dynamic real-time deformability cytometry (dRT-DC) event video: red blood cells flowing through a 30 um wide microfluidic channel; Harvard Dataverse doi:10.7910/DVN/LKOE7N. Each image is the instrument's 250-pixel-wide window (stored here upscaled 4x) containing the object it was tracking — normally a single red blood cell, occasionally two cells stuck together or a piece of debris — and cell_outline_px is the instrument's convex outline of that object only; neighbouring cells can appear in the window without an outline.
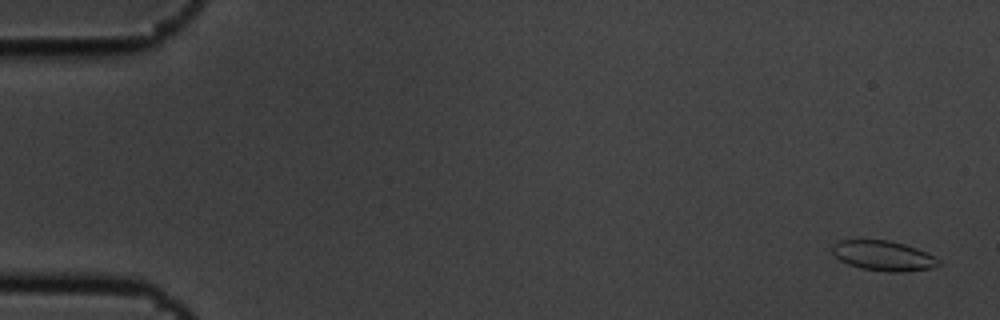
{"species": "common noctule bat (a hibernating species)", "species_latin": "Nyctalus noctula", "temperature_condition": "cold", "stored_images_in_passage": 5, "camera_frame_rate_fps": 3000, "um_per_image_px": 0.085, "animal": {"sex": "male", "body_mass_g": 19.5, "forearm_length_mm": 54.6}, "frame": {"image": 1, "passage_image": 1, "time_ms": 0.0, "image_size_px": [1000, 320], "cell_outline_px": [[940, 264], [932, 268], [900, 272], [888, 272], [860, 268], [848, 264], [840, 260], [832, 252], [832, 244], [840, 240], [888, 240], [904, 244], [916, 248], [940, 260]], "centroid_in_image_um": [75.06, 21.74], "position_along_channel_um": 9.9, "area_um2": 18.44}}
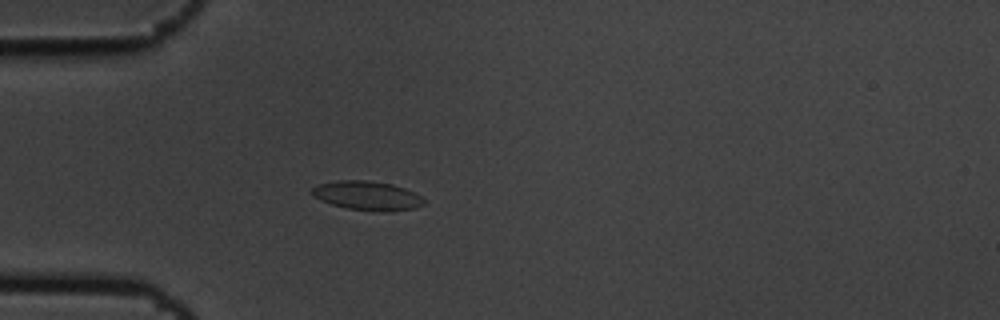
{"frame": {"image": 2, "passage_image": 5, "time_ms": 1.333, "image_size_px": [1000, 320], "cell_outline_px": [[424, 204], [416, 208], [392, 212], [372, 212], [348, 208], [332, 204], [320, 200], [312, 196], [308, 192], [312, 188], [320, 184], [336, 180], [368, 180], [392, 184], [404, 188], [420, 196], [424, 200]], "centroid_in_image_um": [31.19, 16.64], "position_along_channel_um": 53.8, "area_um2": 19.25}}